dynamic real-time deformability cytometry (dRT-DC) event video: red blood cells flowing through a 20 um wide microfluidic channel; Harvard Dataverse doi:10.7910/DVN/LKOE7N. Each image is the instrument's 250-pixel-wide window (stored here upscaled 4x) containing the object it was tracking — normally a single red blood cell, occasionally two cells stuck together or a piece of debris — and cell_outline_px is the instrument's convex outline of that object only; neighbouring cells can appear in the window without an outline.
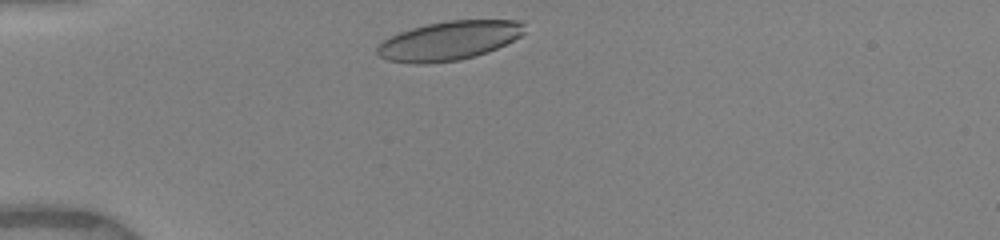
{"species": "human", "species_latin": "Homo sapiens", "temperature_condition": "warm", "stored_images_in_passage": 5, "camera_frame_rate_fps": 3000, "um_per_image_px": 0.085, "donor": {"sex": "female"}, "frame": {"image": 1, "passage_image": 1, "time_ms": 0.0, "image_size_px": [1000, 240], "cell_outline_px": [[524, 32], [520, 36], [488, 52], [476, 56], [460, 60], [424, 64], [416, 64], [388, 60], [380, 56], [376, 52], [376, 48], [384, 40], [400, 32], [424, 24], [444, 20], [524, 20]], "centroid_in_image_um": [38.17, 3.45], "position_along_channel_um": 46.8, "area_um2": 33.52}}